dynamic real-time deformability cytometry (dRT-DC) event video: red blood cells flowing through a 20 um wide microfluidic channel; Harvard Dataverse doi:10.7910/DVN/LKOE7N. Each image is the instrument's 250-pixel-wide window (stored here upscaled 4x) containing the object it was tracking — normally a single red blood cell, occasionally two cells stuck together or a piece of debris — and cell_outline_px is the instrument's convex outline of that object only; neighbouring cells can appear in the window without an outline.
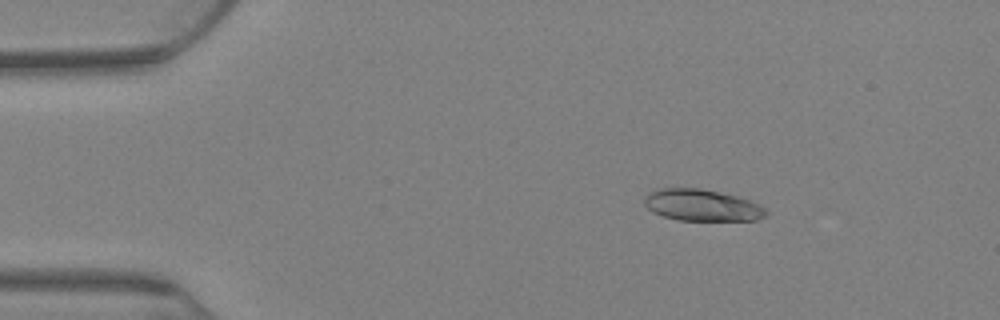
{"species": "Egyptian fruit bat (a non-hibernating species)", "species_latin": "Rousettus aegyptiacus", "temperature_condition": "warm", "stored_images_in_passage": 78, "camera_frame_rate_fps": 3000, "um_per_image_px": 0.085, "animal": {"sex": "female"}, "frame": {"image": 1, "passage_image": 12, "time_ms": 3.667, "image_size_px": [1000, 320], "cell_outline_px": [[768, 216], [756, 220], [680, 220], [664, 216], [652, 212], [644, 204], [644, 196], [648, 192], [656, 188], [700, 188], [720, 192], [736, 196], [748, 200], [764, 208], [768, 212]], "centroid_in_image_um": [59.63, 17.43], "position_along_channel_um": 25.4, "area_um2": 22.43}}
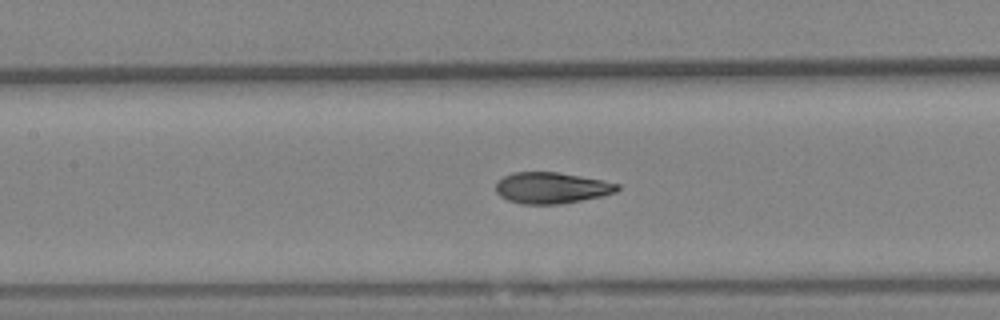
{"frame": {"image": 2, "passage_image": 36, "time_ms": 11.667, "image_size_px": [1000, 320], "cell_outline_px": [[620, 188], [616, 192], [604, 196], [560, 204], [524, 204], [508, 200], [500, 196], [496, 192], [496, 180], [512, 172], [556, 172], [580, 176], [620, 184]], "centroid_in_image_um": [46.87, 15.97], "position_along_channel_um": 160.5, "area_um2": 22.14}}
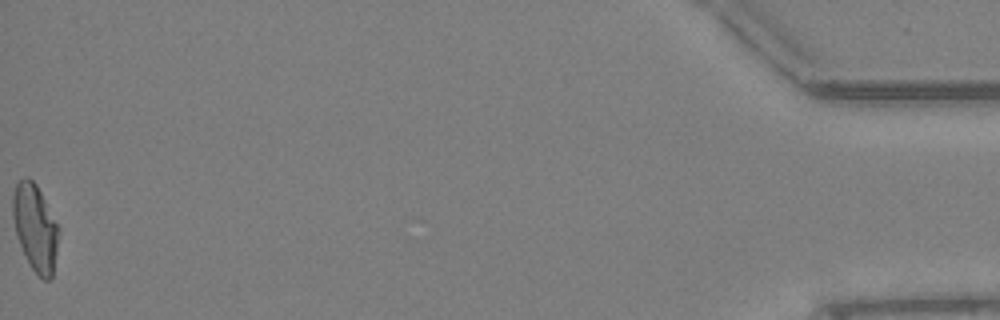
{"frame": {"image": 3, "passage_image": 78, "time_ms": 25.667, "image_size_px": [1000, 320], "cell_outline_px": [[60, 228], [52, 280], [44, 280], [28, 264], [24, 256], [16, 232], [12, 216], [12, 196], [16, 184], [24, 176], [28, 176], [36, 184]], "centroid_in_image_um": [3.0, 19.35], "position_along_channel_um": 432.2, "area_um2": 23.29}, "authors_computed_cell_mechanics": {"area_um2": 22.5998, "velocity_mm_per_s": 2.644, "shape_relaxation_time_tau1_ms": 8.7247, "shape_relaxation_time_tau2_ms": 1.3091, "deformation_change_tau1": 0.2234, "deformation_change_tau2": 0.0625}}